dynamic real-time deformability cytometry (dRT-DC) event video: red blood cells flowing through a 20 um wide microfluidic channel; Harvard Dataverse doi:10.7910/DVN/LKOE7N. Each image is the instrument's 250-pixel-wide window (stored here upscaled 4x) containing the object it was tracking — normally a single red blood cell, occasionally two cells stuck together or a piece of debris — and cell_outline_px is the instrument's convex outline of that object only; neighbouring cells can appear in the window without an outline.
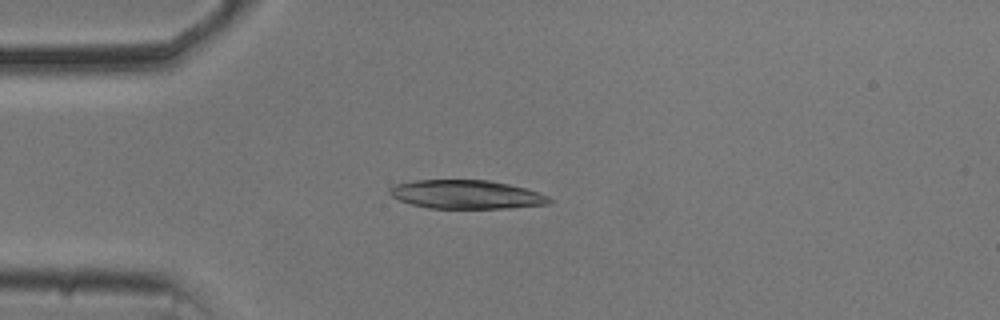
{"species": "common noctule bat (a hibernating species)", "species_latin": "Nyctalus noctula", "temperature_condition": "cold", "stored_images_in_passage": 54, "camera_frame_rate_fps": 3000, "um_per_image_px": 0.085, "animal": {"sex": "male", "body_mass_g": 20.5, "forearm_length_mm": 52.5}, "frame": {"image": 1, "passage_image": 14, "time_ms": 4.333, "image_size_px": [1000, 320], "cell_outline_px": [[552, 200], [548, 204], [508, 208], [428, 208], [412, 204], [400, 200], [392, 196], [388, 192], [388, 188], [396, 184], [416, 180], [488, 180], [508, 184], [540, 192], [548, 196]], "centroid_in_image_um": [39.63, 16.53], "position_along_channel_um": 45.4, "area_um2": 26.59}}
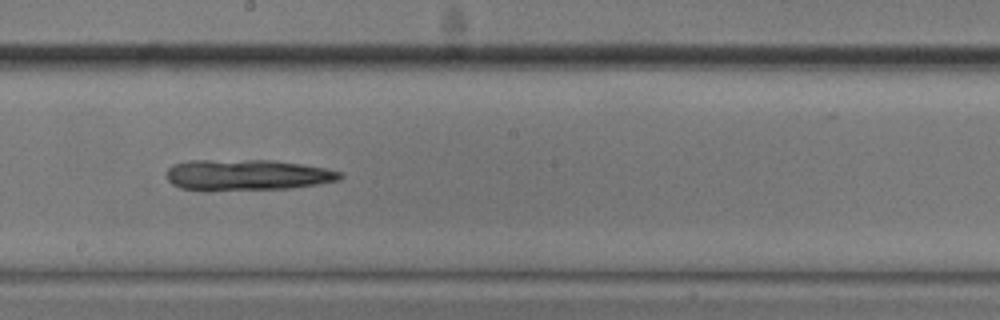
{"frame": {"image": 2, "passage_image": 30, "time_ms": 9.667, "image_size_px": [1000, 320], "cell_outline_px": [[344, 176], [340, 180], [292, 188], [180, 188], [172, 184], [168, 180], [164, 172], [172, 164], [188, 160], [272, 160], [300, 164], [324, 168], [344, 172]], "centroid_in_image_um": [21.02, 14.82], "position_along_channel_um": 227.2, "area_um2": 30.52}}
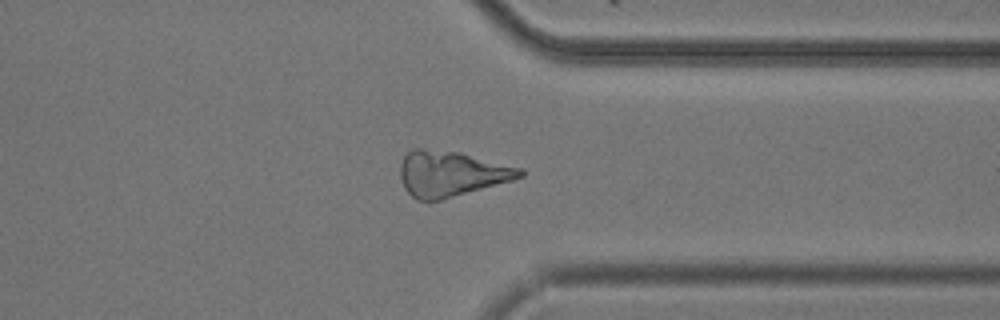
{"frame": {"image": 3, "passage_image": 42, "time_ms": 13.667, "image_size_px": [1000, 320], "cell_outline_px": [[524, 176], [512, 180], [440, 200], [416, 200], [404, 188], [400, 180], [400, 164], [404, 156], [412, 148], [420, 148], [460, 152], [524, 168]], "centroid_in_image_um": [38.33, 14.75], "position_along_channel_um": 373.1, "area_um2": 31.79}}